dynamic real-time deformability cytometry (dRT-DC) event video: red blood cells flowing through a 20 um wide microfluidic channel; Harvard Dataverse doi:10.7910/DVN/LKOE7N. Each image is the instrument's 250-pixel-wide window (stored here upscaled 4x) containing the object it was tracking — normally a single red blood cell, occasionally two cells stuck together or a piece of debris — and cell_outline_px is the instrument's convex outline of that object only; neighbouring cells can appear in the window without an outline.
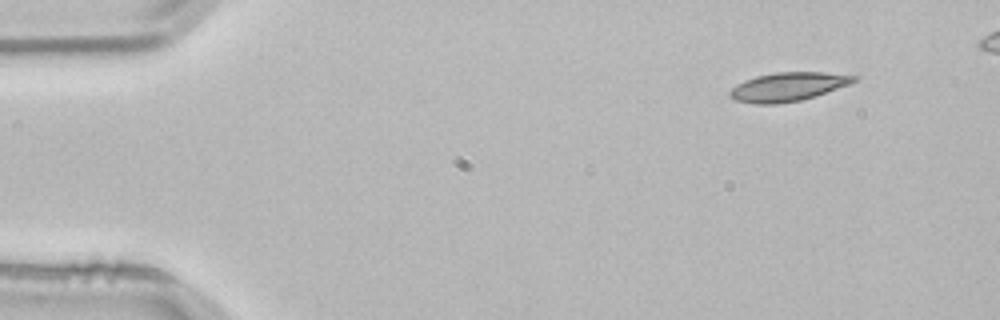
{"species": "common noctule bat (a hibernating species)", "species_latin": "Nyctalus noctula", "temperature_condition": "room temperature", "stored_images_in_passage": 4, "camera_frame_rate_fps": 3000, "um_per_image_px": 0.085, "animal": {"sex": "male", "body_mass_g": 21.5, "forearm_length_mm": 52.0}, "frame": {"image": 1, "passage_image": 1, "time_ms": 0.0, "image_size_px": [1000, 320], "cell_outline_px": [[860, 76], [856, 80], [848, 84], [800, 100], [776, 104], [752, 104], [736, 100], [728, 96], [728, 92], [736, 84], [744, 80], [756, 76], [776, 72], [824, 72]], "centroid_in_image_um": [66.91, 7.37], "position_along_channel_um": 18.1, "area_um2": 20.58}}